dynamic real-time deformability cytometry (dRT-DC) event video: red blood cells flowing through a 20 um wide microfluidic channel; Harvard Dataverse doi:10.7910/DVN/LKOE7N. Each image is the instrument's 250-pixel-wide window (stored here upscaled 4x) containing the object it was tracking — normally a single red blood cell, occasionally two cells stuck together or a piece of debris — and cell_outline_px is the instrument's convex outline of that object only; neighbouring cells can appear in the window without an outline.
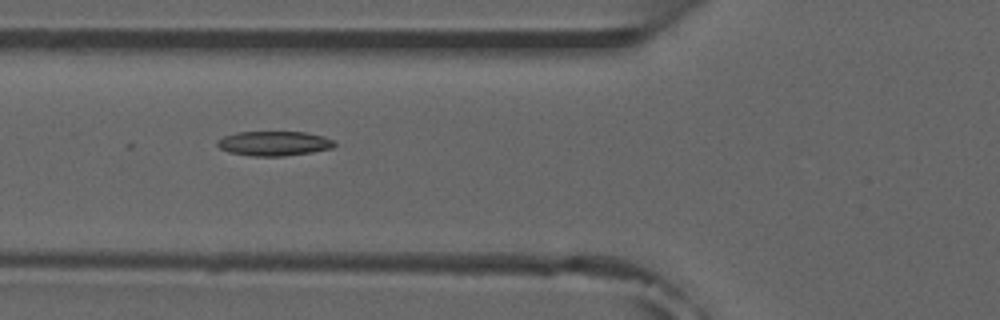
{"species": "common noctule bat (a hibernating species)", "species_latin": "Nyctalus noctula", "temperature_condition": "room temperature", "stored_images_in_passage": 30, "camera_frame_rate_fps": 3000, "um_per_image_px": 0.085, "animal": {"sex": "male", "forearm_length_mm": 52.5}, "frame": {"image": 1, "passage_image": 5, "time_ms": 1.333, "image_size_px": [1000, 320], "cell_outline_px": [[336, 144], [332, 148], [312, 152], [284, 156], [252, 156], [228, 152], [220, 148], [216, 144], [216, 140], [224, 136], [236, 132], [308, 132], [324, 136], [332, 140]], "centroid_in_image_um": [23.28, 12.19], "position_along_channel_um": 102.5, "area_um2": 16.88}, "authors_computed_cell_mechanics": {"area_um2": 16.6753, "velocity_mm_per_s": 3.8528, "shape_relaxation_time_tau1_ms": null, "shape_relaxation_time_tau2_ms": 4.9943, "deformation_change_tau1": null, "deformation_change_tau2": 0.1036}}